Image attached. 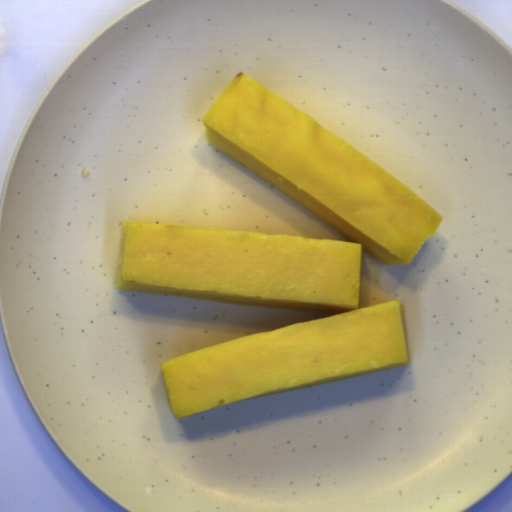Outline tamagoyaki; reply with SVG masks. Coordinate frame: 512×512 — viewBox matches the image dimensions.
<instances>
[{
	"label": "tamagoyaki",
	"instance_id": "81b7327e",
	"mask_svg": "<svg viewBox=\"0 0 512 512\" xmlns=\"http://www.w3.org/2000/svg\"><path fill=\"white\" fill-rule=\"evenodd\" d=\"M202 125L209 145L350 241L124 220L118 291L332 314L165 360L176 419L410 363L405 305L360 307L363 251L408 265L444 217L241 72Z\"/></svg>",
	"mask_w": 512,
	"mask_h": 512
}]
</instances>
